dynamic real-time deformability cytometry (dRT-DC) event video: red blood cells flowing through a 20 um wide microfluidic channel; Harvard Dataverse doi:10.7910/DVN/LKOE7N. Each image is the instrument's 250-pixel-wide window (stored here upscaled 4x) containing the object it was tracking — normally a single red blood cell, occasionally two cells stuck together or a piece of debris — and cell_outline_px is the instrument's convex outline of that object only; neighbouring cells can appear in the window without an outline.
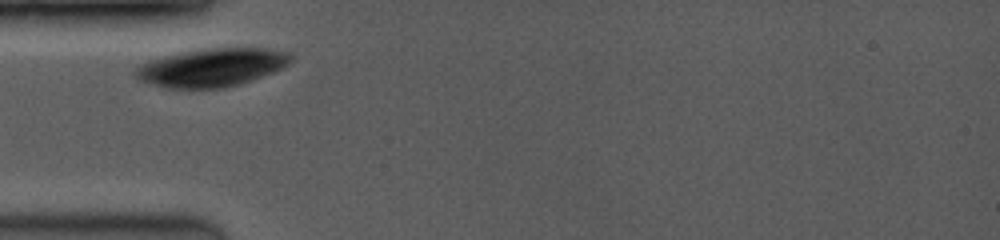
{"species": "common noctule bat (a hibernating species)", "species_latin": "Nyctalus noctula", "temperature_condition": "room temperature", "stored_images_in_passage": 6, "camera_frame_rate_fps": 3500, "um_per_image_px": 0.085, "animal": {"sex": "female", "body_mass_g": 19.0, "forearm_length_mm": 53.3}, "frame": {"image": 1, "passage_image": 2, "time_ms": 0.286, "image_size_px": [1000, 240], "cell_outline_px": [[292, 60], [288, 64], [272, 72], [224, 88], [164, 88], [148, 84], [136, 80], [132, 72], [140, 64], [148, 60], [180, 52], [200, 48], [264, 48], [288, 52], [292, 56]], "centroid_in_image_um": [17.89, 5.73], "position_along_channel_um": 67.1, "area_um2": 34.68}}
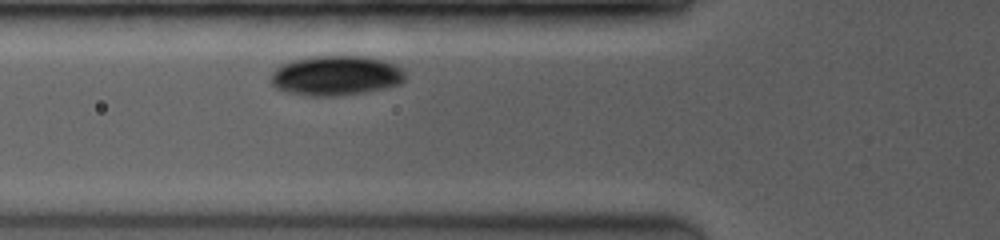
{"frame": {"image": 2, "passage_image": 4, "time_ms": 1.143, "image_size_px": [1000, 240], "cell_outline_px": [[404, 80], [400, 84], [384, 88], [364, 92], [336, 96], [312, 96], [288, 92], [276, 88], [272, 84], [272, 72], [276, 68], [288, 60], [308, 56], [368, 56], [384, 60], [396, 64], [404, 72]], "centroid_in_image_um": [28.55, 6.41], "position_along_channel_um": 97.3, "area_um2": 31.33}}